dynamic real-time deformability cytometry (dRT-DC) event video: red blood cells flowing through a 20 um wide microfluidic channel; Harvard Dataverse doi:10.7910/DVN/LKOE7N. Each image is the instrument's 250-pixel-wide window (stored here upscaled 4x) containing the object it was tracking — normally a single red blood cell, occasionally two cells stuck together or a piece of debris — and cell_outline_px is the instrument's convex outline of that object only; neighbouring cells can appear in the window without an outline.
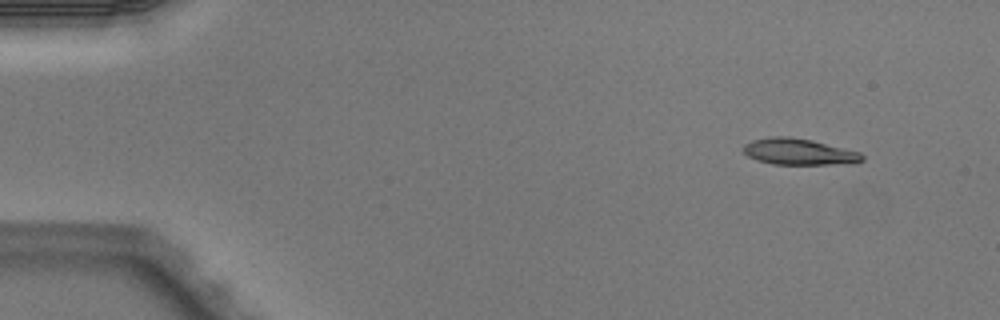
{"species": "Egyptian fruit bat (a non-hibernating species)", "species_latin": "Rousettus aegyptiacus", "temperature_condition": "warm", "stored_images_in_passage": 5, "camera_frame_rate_fps": 3000, "um_per_image_px": 0.085, "animal": {"sex": "male"}, "frame": {"image": 1, "passage_image": 1, "time_ms": 0.0, "image_size_px": [1000, 320], "cell_outline_px": [[864, 160], [856, 164], [772, 164], [756, 160], [748, 156], [744, 152], [744, 144], [752, 140], [772, 136], [788, 136], [812, 140], [860, 152], [864, 156]], "centroid_in_image_um": [67.94, 12.9], "position_along_channel_um": 17.1, "area_um2": 18.32}}
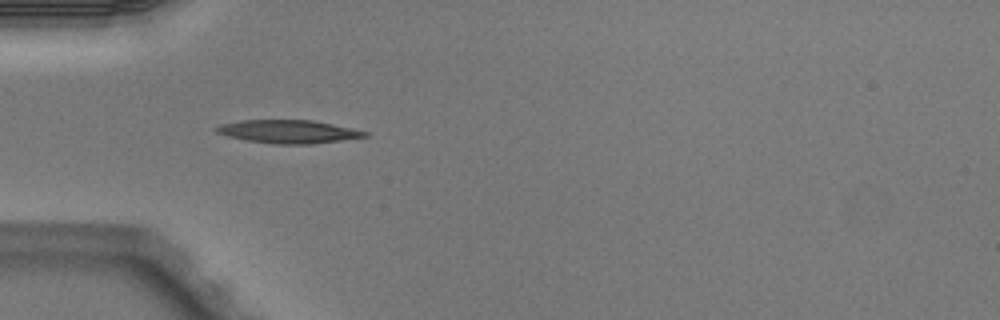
{"frame": {"image": 2, "passage_image": 4, "time_ms": 1.0, "image_size_px": [1000, 320], "cell_outline_px": [[368, 136], [312, 144], [276, 144], [248, 140], [228, 136], [216, 132], [212, 128], [220, 124], [240, 120], [312, 120], [352, 128], [368, 132]], "centroid_in_image_um": [24.48, 11.18], "position_along_channel_um": 60.5, "area_um2": 19.94}}
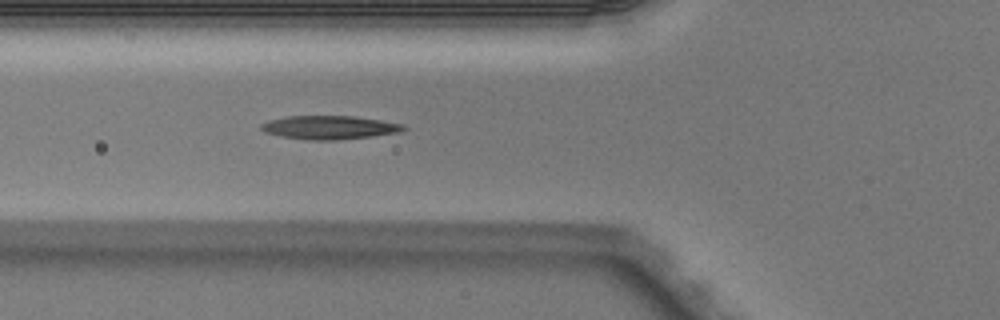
{"frame": {"image": 3, "passage_image": 5, "time_ms": 1.333, "image_size_px": [1000, 320], "cell_outline_px": [[408, 128], [400, 132], [372, 136], [336, 140], [304, 140], [264, 132], [260, 128], [260, 124], [268, 120], [288, 116], [352, 116], [380, 120], [404, 124]], "centroid_in_image_um": [28.0, 10.83], "position_along_channel_um": 97.8, "area_um2": 19.54}}